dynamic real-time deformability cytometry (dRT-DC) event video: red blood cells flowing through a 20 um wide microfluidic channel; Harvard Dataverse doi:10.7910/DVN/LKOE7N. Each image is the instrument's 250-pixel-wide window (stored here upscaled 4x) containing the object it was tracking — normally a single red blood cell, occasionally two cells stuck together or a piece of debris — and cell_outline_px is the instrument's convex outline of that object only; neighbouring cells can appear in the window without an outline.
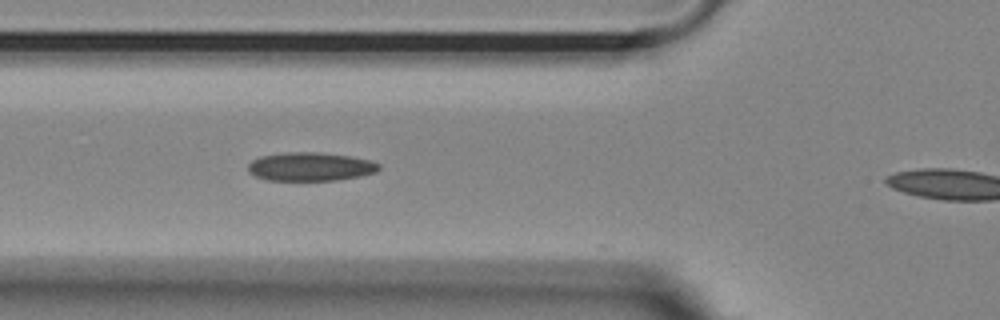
{"species": "Egyptian fruit bat (a non-hibernating species)", "species_latin": "Rousettus aegyptiacus", "temperature_condition": "room temperature", "stored_images_in_passage": 5, "camera_frame_rate_fps": 3000, "um_per_image_px": 0.085, "animal": {"sex": "female"}, "frame": {"image": 1, "passage_image": 4, "time_ms": 1.0, "image_size_px": [1000, 320], "cell_outline_px": [[380, 168], [376, 172], [360, 176], [336, 180], [268, 180], [256, 176], [248, 172], [248, 164], [252, 160], [260, 156], [284, 152], [320, 152], [352, 156], [368, 160], [380, 164]], "centroid_in_image_um": [26.37, 14.15], "position_along_channel_um": 99.4, "area_um2": 21.85}}